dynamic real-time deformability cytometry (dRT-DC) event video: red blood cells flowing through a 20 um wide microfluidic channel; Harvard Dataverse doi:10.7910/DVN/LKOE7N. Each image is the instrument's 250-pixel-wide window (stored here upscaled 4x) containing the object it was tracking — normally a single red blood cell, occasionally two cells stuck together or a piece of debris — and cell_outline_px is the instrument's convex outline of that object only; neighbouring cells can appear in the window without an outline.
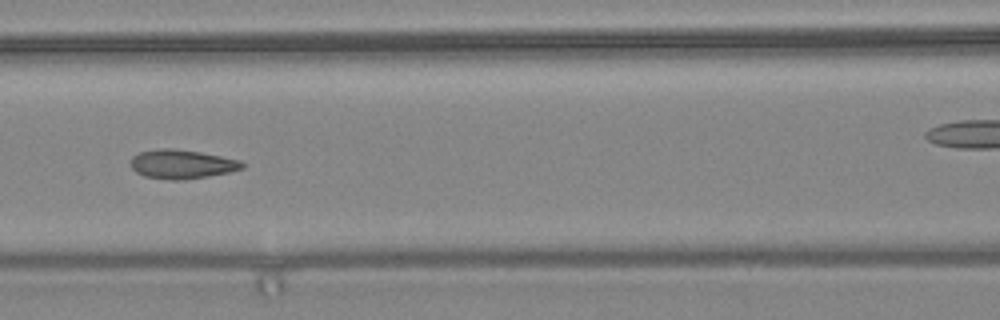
{"species": "common noctule bat (a hibernating species)", "species_latin": "Nyctalus noctula", "temperature_condition": "warm", "stored_images_in_passage": 8, "camera_frame_rate_fps": 3000, "um_per_image_px": 0.085, "animal": {"sex": "female", "body_mass_g": 24.6, "forearm_length_mm": 56.2}, "frame": {"image": 1, "passage_image": 7, "time_ms": 2.0, "image_size_px": [1000, 320], "cell_outline_px": [[244, 168], [228, 172], [208, 176], [184, 180], [168, 180], [144, 176], [136, 172], [128, 164], [132, 156], [140, 152], [164, 148], [172, 148], [200, 152], [240, 160], [244, 164]], "centroid_in_image_um": [15.42, 13.96], "position_along_channel_um": 151.2, "area_um2": 18.9}}